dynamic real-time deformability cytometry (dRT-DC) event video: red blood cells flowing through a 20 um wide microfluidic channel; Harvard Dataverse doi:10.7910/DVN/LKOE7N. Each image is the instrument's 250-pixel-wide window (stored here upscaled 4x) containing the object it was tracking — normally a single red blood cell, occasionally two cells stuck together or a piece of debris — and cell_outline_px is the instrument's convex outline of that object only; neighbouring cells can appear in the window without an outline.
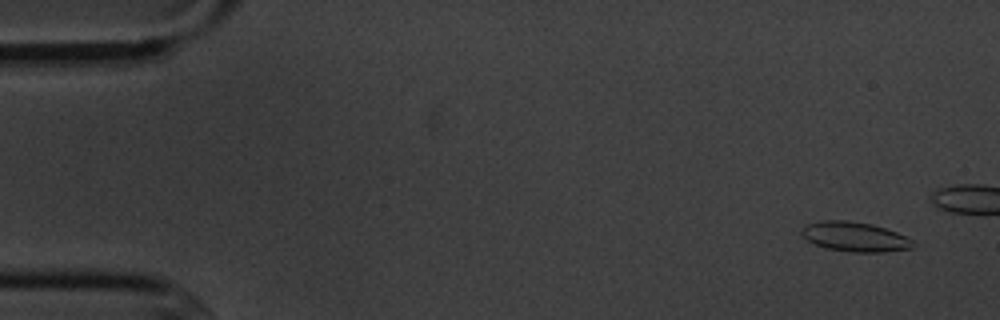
{"species": "common noctule bat (a hibernating species)", "species_latin": "Nyctalus noctula", "temperature_condition": "cold", "stored_images_in_passage": 4, "camera_frame_rate_fps": 3000, "um_per_image_px": 0.085, "animal": {"sex": "male", "body_mass_g": 20.1, "forearm_length_mm": 53.5}, "frame": {"image": 1, "passage_image": 1, "time_ms": 0.0, "image_size_px": [1000, 320], "cell_outline_px": [[916, 244], [912, 248], [884, 252], [852, 252], [828, 248], [816, 244], [808, 240], [800, 232], [808, 224], [820, 220], [844, 220], [872, 224], [896, 232], [912, 240]], "centroid_in_image_um": [72.69, 20.12], "position_along_channel_um": 12.3, "area_um2": 18.96}}